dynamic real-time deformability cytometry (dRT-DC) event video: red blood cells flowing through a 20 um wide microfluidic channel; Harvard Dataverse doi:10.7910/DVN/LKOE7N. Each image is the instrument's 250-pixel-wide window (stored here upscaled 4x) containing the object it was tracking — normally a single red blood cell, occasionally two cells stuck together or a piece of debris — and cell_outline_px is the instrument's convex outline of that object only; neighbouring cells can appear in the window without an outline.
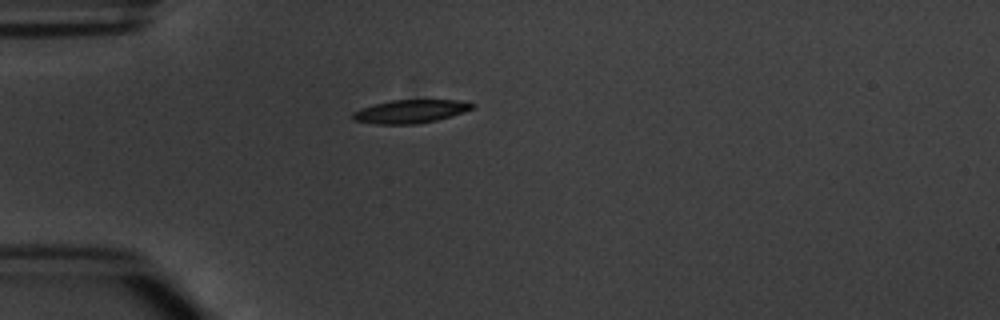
{"species": "common noctule bat (a hibernating species)", "species_latin": "Nyctalus noctula", "temperature_condition": "warm", "stored_images_in_passage": 1, "camera_frame_rate_fps": 3000, "um_per_image_px": 0.085, "animal": {"sex": "male", "body_mass_g": 20.1, "forearm_length_mm": 53.5}, "frame": {"image": 1, "passage_image": 1, "time_ms": 0.0, "image_size_px": [1000, 320], "cell_outline_px": [[472, 108], [464, 112], [436, 120], [416, 124], [376, 124], [352, 120], [352, 112], [376, 104], [392, 100], [456, 100], [472, 104]], "centroid_in_image_um": [34.84, 9.48], "position_along_channel_um": 50.2, "area_um2": 15.9}}